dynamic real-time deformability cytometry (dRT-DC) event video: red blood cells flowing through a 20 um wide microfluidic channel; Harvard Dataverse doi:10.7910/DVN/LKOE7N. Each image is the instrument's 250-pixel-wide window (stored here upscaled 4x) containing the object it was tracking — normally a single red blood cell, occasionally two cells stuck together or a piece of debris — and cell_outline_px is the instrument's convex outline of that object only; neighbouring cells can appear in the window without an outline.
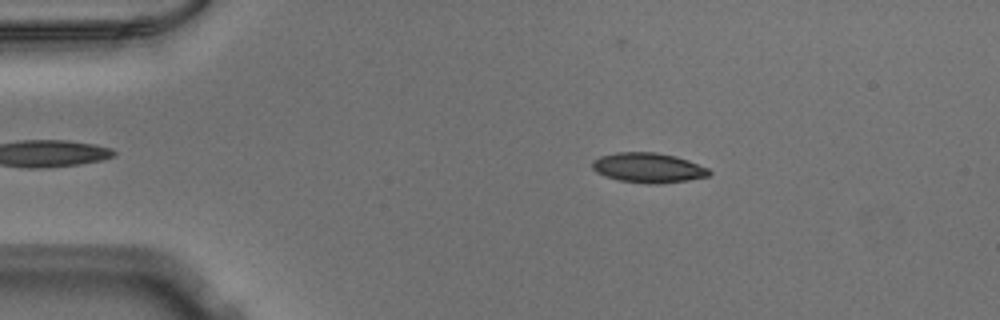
{"species": "Egyptian fruit bat (a non-hibernating species)", "species_latin": "Rousettus aegyptiacus", "temperature_condition": "warm", "stored_images_in_passage": 52, "camera_frame_rate_fps": 3000, "um_per_image_px": 0.085, "animal": {"sex": "male"}, "frame": {"image": 1, "passage_image": 9, "time_ms": 2.667, "image_size_px": [1000, 320], "cell_outline_px": [[712, 172], [708, 176], [688, 180], [656, 184], [648, 184], [620, 180], [604, 176], [596, 172], [592, 168], [592, 160], [600, 156], [616, 152], [656, 152], [676, 156], [688, 160], [708, 168]], "centroid_in_image_um": [55.08, 14.25], "position_along_channel_um": 29.9, "area_um2": 20.4}}
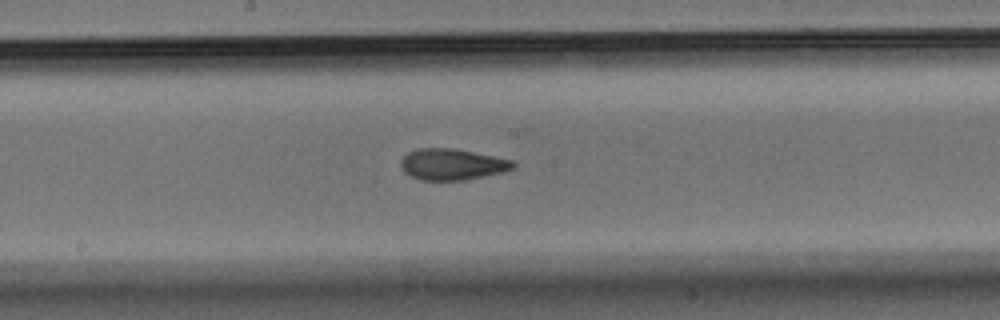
{"frame": {"image": 2, "passage_image": 27, "time_ms": 8.667, "image_size_px": [1000, 320], "cell_outline_px": [[516, 168], [504, 172], [464, 180], [420, 180], [404, 172], [400, 164], [400, 160], [408, 152], [416, 148], [452, 148], [512, 160], [516, 164]], "centroid_in_image_um": [38.42, 13.97], "position_along_channel_um": 209.8, "area_um2": 20.4}}
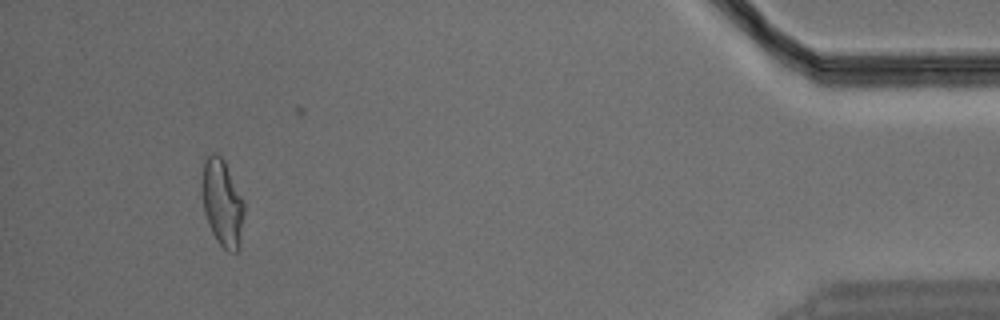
{"frame": {"image": 3, "passage_image": 48, "time_ms": 15.667, "image_size_px": [1000, 320], "cell_outline_px": [[244, 212], [240, 248], [236, 252], [228, 252], [216, 240], [212, 232], [204, 212], [200, 184], [204, 156], [208, 152], [216, 152], [224, 160], [244, 200]], "centroid_in_image_um": [18.87, 17.19], "position_along_channel_um": 416.3, "area_um2": 21.96}}